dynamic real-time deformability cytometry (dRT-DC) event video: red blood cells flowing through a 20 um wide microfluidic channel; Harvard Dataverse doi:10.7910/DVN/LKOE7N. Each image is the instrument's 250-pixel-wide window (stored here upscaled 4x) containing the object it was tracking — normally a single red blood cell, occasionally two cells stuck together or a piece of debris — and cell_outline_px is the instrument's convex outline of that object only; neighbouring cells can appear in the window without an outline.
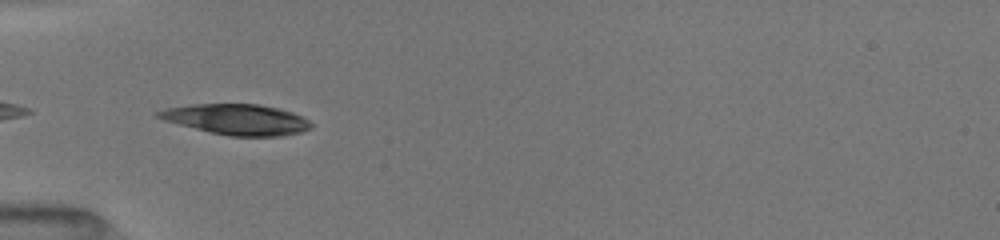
{"species": "common noctule bat (a hibernating species)", "species_latin": "Nyctalus noctula", "temperature_condition": "room temperature", "stored_images_in_passage": 16, "camera_frame_rate_fps": 3000, "um_per_image_px": 0.085, "animal": {"sex": "female", "body_mass_g": 19.5, "forearm_length_mm": 54.1}, "frame": {"image": 1, "passage_image": 1, "time_ms": 0.0, "image_size_px": [1000, 240], "cell_outline_px": [[312, 128], [300, 132], [280, 136], [228, 136], [164, 120], [156, 116], [152, 112], [164, 108], [188, 104], [260, 104], [280, 108], [292, 112], [308, 120], [312, 124]], "centroid_in_image_um": [20.11, 10.13], "position_along_channel_um": 64.9, "area_um2": 27.22}}
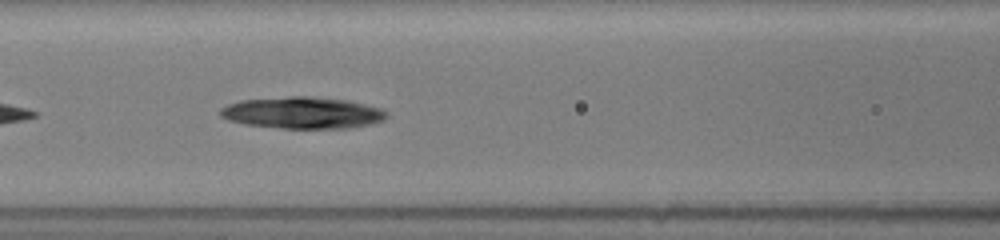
{"frame": {"image": 2, "passage_image": 7, "time_ms": 2.0, "image_size_px": [1000, 240], "cell_outline_px": [[388, 116], [384, 120], [368, 124], [348, 128], [280, 128], [244, 124], [228, 120], [220, 116], [220, 108], [228, 104], [240, 100], [288, 96], [312, 96], [348, 100], [380, 108], [388, 112]], "centroid_in_image_um": [25.69, 9.58], "position_along_channel_um": 140.9, "area_um2": 30.81}}